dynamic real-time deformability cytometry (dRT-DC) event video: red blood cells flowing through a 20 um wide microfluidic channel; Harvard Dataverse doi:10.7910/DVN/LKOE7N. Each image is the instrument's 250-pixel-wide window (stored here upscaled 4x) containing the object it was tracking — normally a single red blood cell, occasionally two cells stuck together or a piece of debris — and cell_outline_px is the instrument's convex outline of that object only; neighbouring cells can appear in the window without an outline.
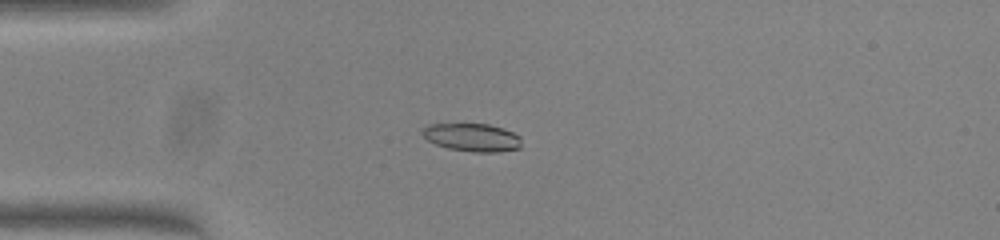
{"species": "common noctule bat (a hibernating species)", "species_latin": "Nyctalus noctula", "temperature_condition": "warm", "stored_images_in_passage": 50, "camera_frame_rate_fps": 3000, "um_per_image_px": 0.085, "animal": {"sex": "female", "body_mass_g": 23.0, "forearm_length_mm": 53.4}, "frame": {"image": 1, "passage_image": 13, "time_ms": 4.0, "image_size_px": [1000, 240], "cell_outline_px": [[520, 148], [496, 152], [472, 152], [448, 148], [436, 144], [428, 140], [420, 132], [428, 124], [488, 124], [504, 128], [520, 136]], "centroid_in_image_um": [40.13, 11.67], "position_along_channel_um": 44.9, "area_um2": 16.13}}
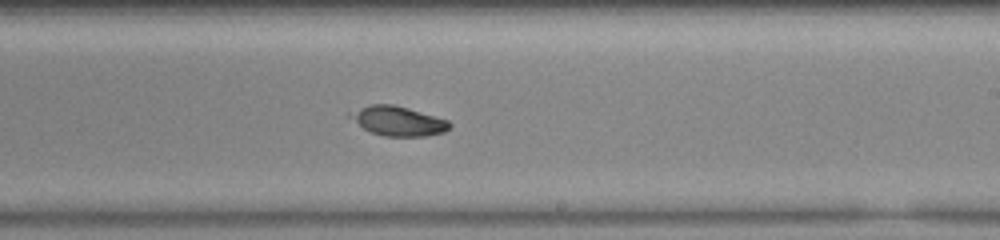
{"frame": {"image": 2, "passage_image": 30, "time_ms": 9.667, "image_size_px": [1000, 240], "cell_outline_px": [[452, 124], [444, 132], [424, 136], [384, 136], [372, 132], [364, 128], [348, 116], [348, 112], [368, 104], [392, 104], [408, 108], [448, 120]], "centroid_in_image_um": [33.81, 10.27], "position_along_channel_um": 255.2, "area_um2": 16.94}}
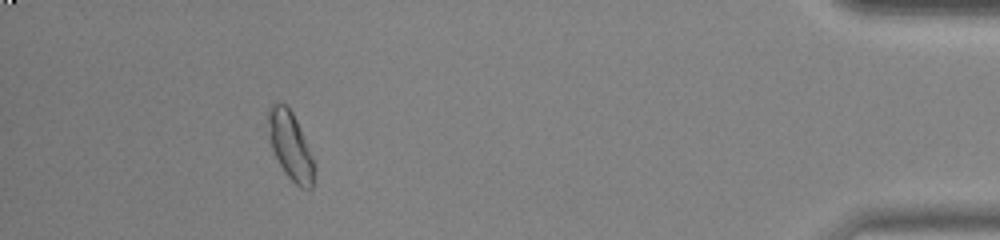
{"frame": {"image": 3, "passage_image": 46, "time_ms": 15.0, "image_size_px": [1000, 240], "cell_outline_px": [[316, 168], [312, 188], [300, 188], [284, 172], [268, 140], [264, 120], [268, 108], [276, 100], [284, 104], [292, 112], [300, 128], [316, 164]], "centroid_in_image_um": [24.64, 12.34], "position_along_channel_um": 410.6, "area_um2": 18.79}, "authors_computed_cell_mechanics": {"area_um2": 16.8487, "velocity_mm_per_s": 4.0513, "shape_relaxation_time_tau1_ms": 7.4895, "shape_relaxation_time_tau2_ms": null, "deformation_change_tau1": 0.1525, "deformation_change_tau2": null}}